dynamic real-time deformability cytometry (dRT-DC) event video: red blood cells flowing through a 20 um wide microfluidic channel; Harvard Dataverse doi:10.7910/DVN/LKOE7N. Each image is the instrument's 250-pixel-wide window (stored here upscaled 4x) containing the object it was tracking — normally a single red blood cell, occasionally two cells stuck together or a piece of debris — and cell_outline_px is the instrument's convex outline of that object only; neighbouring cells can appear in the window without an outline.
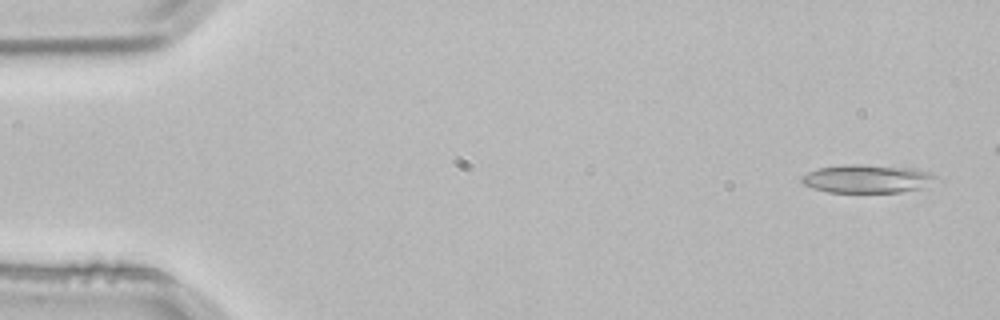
{"species": "common noctule bat (a hibernating species)", "species_latin": "Nyctalus noctula", "temperature_condition": "room temperature", "stored_images_in_passage": 2, "segment_of_instrument_passage": [2, 2], "camera_frame_rate_fps": 3000, "um_per_image_px": 0.085, "animal": {"sex": "male", "body_mass_g": 21.5, "forearm_length_mm": 52.0}, "frame": {"image": 1, "passage_image": 2, "time_ms": 0.333, "image_size_px": [1000, 320], "cell_outline_px": [[940, 180], [920, 188], [900, 192], [828, 192], [812, 188], [804, 184], [800, 180], [800, 176], [816, 168], [848, 164], [856, 164], [912, 168], [928, 172], [936, 176]], "centroid_in_image_um": [73.68, 15.19], "position_along_channel_um": 11.3, "area_um2": 22.14}}